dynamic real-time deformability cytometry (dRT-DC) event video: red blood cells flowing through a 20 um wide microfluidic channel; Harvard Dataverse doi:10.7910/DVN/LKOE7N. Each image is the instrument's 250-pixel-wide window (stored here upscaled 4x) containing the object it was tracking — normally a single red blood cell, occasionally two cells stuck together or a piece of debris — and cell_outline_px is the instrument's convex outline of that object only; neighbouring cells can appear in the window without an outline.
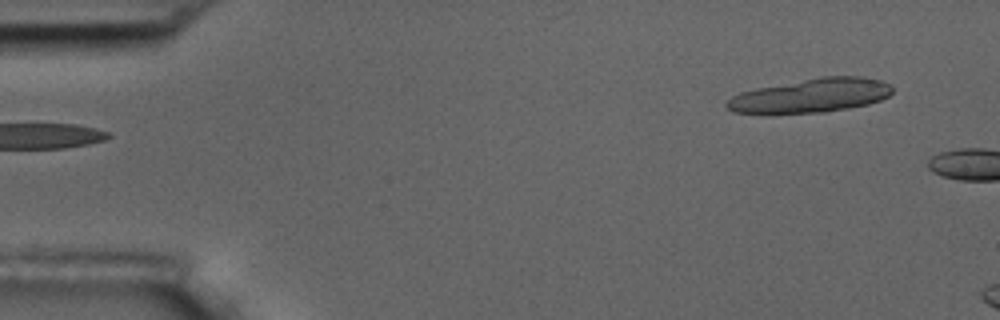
{"species": "common noctule bat (a hibernating species)", "species_latin": "Nyctalus noctula", "temperature_condition": "room temperature", "stored_images_in_passage": 6, "segment_of_instrument_passage": [2, 2], "camera_frame_rate_fps": 3000, "um_per_image_px": 0.085, "animal": {"sex": "male", "body_mass_g": 17.5, "forearm_length_mm": 52.3}, "frame": {"image": 1, "passage_image": 6, "time_ms": 5.667, "image_size_px": [1000, 320], "cell_outline_px": [[892, 92], [888, 96], [880, 100], [868, 104], [848, 108], [824, 112], [732, 112], [724, 104], [732, 96], [740, 92], [756, 88], [820, 76], [864, 76], [880, 80], [892, 84]], "centroid_in_image_um": [68.98, 8.09], "position_along_channel_um": 16.0, "area_um2": 32.48}}